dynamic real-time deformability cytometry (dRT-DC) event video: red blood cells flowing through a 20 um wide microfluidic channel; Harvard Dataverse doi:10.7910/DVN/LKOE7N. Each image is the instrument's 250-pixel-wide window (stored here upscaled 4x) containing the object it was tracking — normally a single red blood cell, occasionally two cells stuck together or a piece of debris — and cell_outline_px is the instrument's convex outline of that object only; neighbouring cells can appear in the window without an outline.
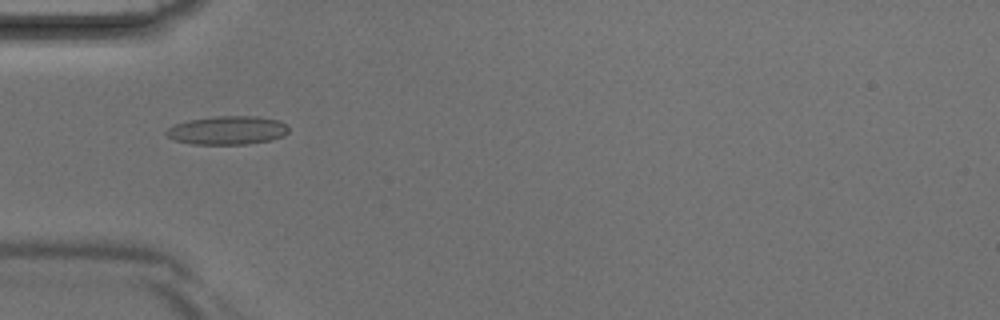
{"species": "Egyptian fruit bat (a non-hibernating species)", "species_latin": "Rousettus aegyptiacus", "temperature_condition": "room temperature", "stored_images_in_passage": 4, "camera_frame_rate_fps": 3000, "um_per_image_px": 0.085, "animal": {"sex": "male"}, "frame": {"image": 1, "passage_image": 3, "time_ms": 0.667, "image_size_px": [1000, 320], "cell_outline_px": [[288, 132], [284, 136], [268, 140], [244, 144], [192, 144], [176, 140], [168, 136], [164, 132], [168, 128], [176, 124], [188, 120], [216, 116], [256, 116], [276, 120], [288, 124]], "centroid_in_image_um": [19.34, 11.07], "position_along_channel_um": 65.7, "area_um2": 20.17}}